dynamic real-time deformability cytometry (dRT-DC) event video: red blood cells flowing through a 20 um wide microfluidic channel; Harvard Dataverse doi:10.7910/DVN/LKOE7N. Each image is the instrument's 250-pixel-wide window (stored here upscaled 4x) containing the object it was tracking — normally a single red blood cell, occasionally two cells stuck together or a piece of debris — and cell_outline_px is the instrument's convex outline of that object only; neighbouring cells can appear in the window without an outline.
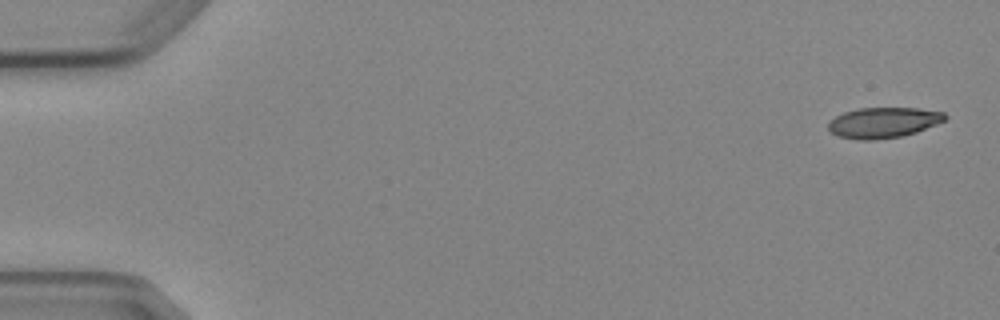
{"species": "Egyptian fruit bat (a non-hibernating species)", "species_latin": "Rousettus aegyptiacus", "temperature_condition": "cold", "stored_images_in_passage": 5, "segment_of_instrument_passage": [2, 2], "camera_frame_rate_fps": 3000, "um_per_image_px": 0.085, "animal": {"sex": "female"}, "frame": {"image": 1, "passage_image": 5, "time_ms": 5.667, "image_size_px": [1000, 320], "cell_outline_px": [[948, 116], [944, 120], [936, 124], [916, 132], [900, 136], [872, 140], [856, 140], [840, 136], [832, 132], [828, 128], [828, 124], [836, 116], [844, 112], [856, 108], [916, 108], [944, 112]], "centroid_in_image_um": [75.08, 10.41], "position_along_channel_um": 9.9, "area_um2": 20.58}}